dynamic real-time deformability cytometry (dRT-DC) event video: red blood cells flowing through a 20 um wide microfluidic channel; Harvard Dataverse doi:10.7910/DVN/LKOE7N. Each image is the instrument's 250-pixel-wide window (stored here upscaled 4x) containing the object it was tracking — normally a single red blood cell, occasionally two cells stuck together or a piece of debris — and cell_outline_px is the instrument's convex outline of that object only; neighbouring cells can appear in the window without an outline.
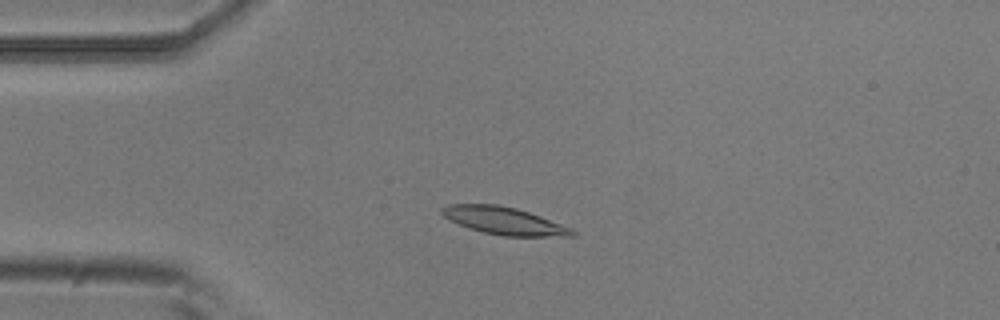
{"species": "common noctule bat (a hibernating species)", "species_latin": "Nyctalus noctula", "temperature_condition": "room temperature", "stored_images_in_passage": 8, "camera_frame_rate_fps": 3000, "um_per_image_px": 0.085, "animal": {"sex": "male", "body_mass_g": 20.5, "forearm_length_mm": 52.5}, "frame": {"image": 1, "passage_image": 3, "time_ms": 0.667, "image_size_px": [1000, 320], "cell_outline_px": [[576, 236], [504, 236], [484, 232], [468, 228], [444, 216], [440, 212], [440, 208], [448, 204], [496, 204], [516, 208], [540, 216], [572, 228], [576, 232]], "centroid_in_image_um": [42.85, 18.76], "position_along_channel_um": 42.1, "area_um2": 20.69}}
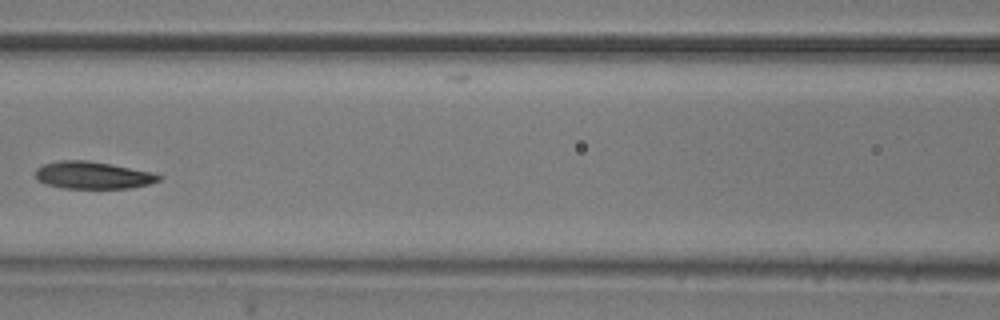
{"frame": {"image": 2, "passage_image": 6, "time_ms": 1.667, "image_size_px": [1000, 320], "cell_outline_px": [[164, 176], [160, 180], [148, 184], [128, 188], [60, 188], [36, 180], [36, 168], [44, 164], [60, 160], [88, 160], [152, 172]], "centroid_in_image_um": [7.88, 14.89], "position_along_channel_um": 158.7, "area_um2": 19.54}}
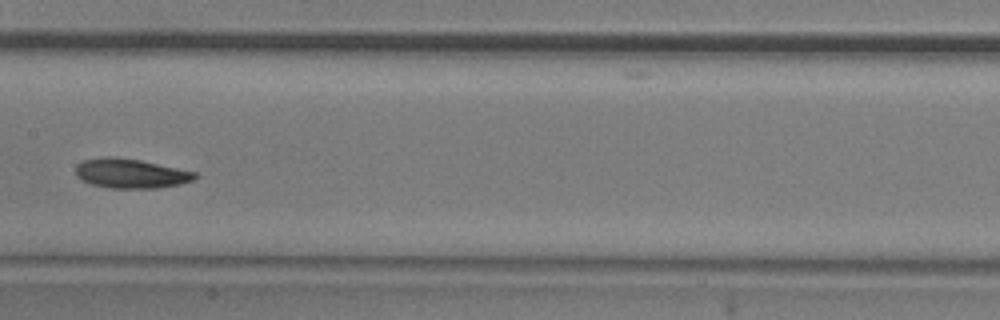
{"frame": {"image": 3, "passage_image": 7, "time_ms": 2.0, "image_size_px": [1000, 320], "cell_outline_px": [[200, 176], [196, 180], [180, 184], [156, 188], [112, 188], [92, 184], [76, 176], [76, 164], [84, 160], [104, 156], [108, 156], [140, 160], [196, 172]], "centroid_in_image_um": [11.15, 14.74], "position_along_channel_um": 196.2, "area_um2": 20.46}}